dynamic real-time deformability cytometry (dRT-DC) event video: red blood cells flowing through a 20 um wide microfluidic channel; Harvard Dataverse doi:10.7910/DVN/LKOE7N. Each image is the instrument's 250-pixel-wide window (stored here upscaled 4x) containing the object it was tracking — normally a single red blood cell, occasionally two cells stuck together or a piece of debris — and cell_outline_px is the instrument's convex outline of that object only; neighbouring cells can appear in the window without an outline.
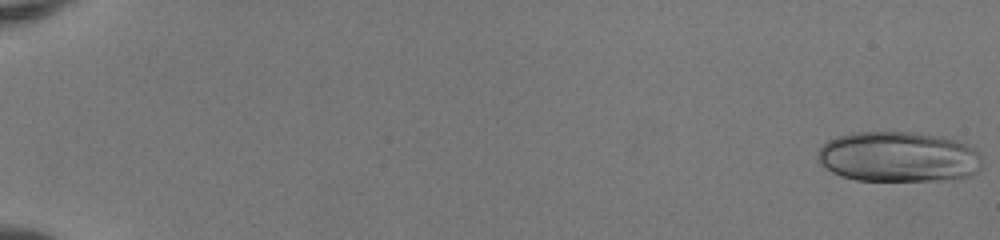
{"species": "human", "species_latin": "Homo sapiens", "temperature_condition": "room temperature", "stored_images_in_passage": 51, "camera_frame_rate_fps": 3000, "um_per_image_px": 0.085, "donor": {"sex": "female"}, "frame": {"image": 1, "passage_image": 1, "time_ms": 0.0, "image_size_px": [1000, 240], "cell_outline_px": [[980, 168], [972, 176], [940, 180], [856, 180], [840, 176], [832, 172], [820, 164], [816, 156], [816, 152], [828, 140], [836, 136], [856, 132], [916, 132], [944, 136], [980, 148]], "centroid_in_image_um": [76.39, 13.32], "position_along_channel_um": 8.6, "area_um2": 48.9}}
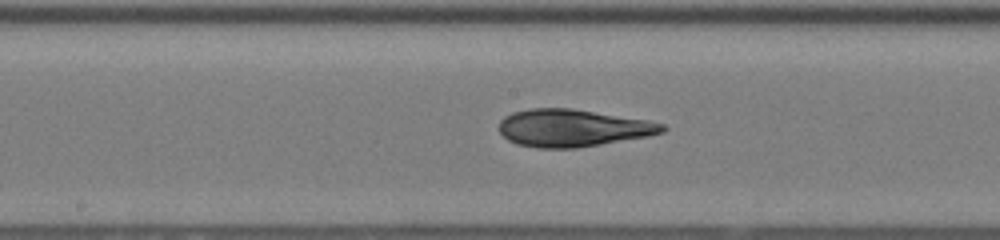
{"frame": {"image": 2, "passage_image": 29, "time_ms": 9.333, "image_size_px": [1000, 240], "cell_outline_px": [[668, 128], [664, 132], [648, 136], [576, 148], [536, 148], [516, 144], [508, 140], [500, 132], [500, 120], [504, 116], [512, 112], [532, 108], [572, 108], [648, 120], [664, 124]], "centroid_in_image_um": [48.68, 10.87], "position_along_channel_um": 199.5, "area_um2": 35.6}}
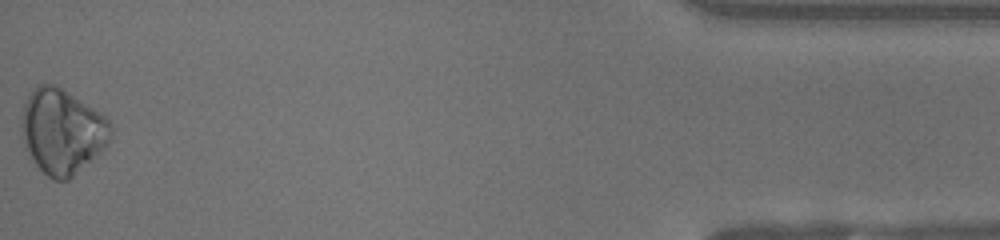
{"frame": {"image": 3, "passage_image": 51, "time_ms": 16.667, "image_size_px": [1000, 240], "cell_outline_px": [[112, 136], [104, 148], [100, 152], [68, 180], [52, 180], [36, 164], [24, 148], [20, 136], [20, 120], [24, 104], [32, 88], [36, 84], [56, 84], [64, 88], [100, 112], [108, 120], [112, 128]], "centroid_in_image_um": [5.24, 11.13], "position_along_channel_um": 430.0, "area_um2": 44.56}, "authors_computed_cell_mechanics": {"area_um2": 38.437, "velocity_mm_per_s": 4.1751, "shape_relaxation_time_tau1_ms": 8.9905, "shape_relaxation_time_tau2_ms": 2.6694, "deformation_change_tau1": 0.2147, "deformation_change_tau2": 0.0543}}